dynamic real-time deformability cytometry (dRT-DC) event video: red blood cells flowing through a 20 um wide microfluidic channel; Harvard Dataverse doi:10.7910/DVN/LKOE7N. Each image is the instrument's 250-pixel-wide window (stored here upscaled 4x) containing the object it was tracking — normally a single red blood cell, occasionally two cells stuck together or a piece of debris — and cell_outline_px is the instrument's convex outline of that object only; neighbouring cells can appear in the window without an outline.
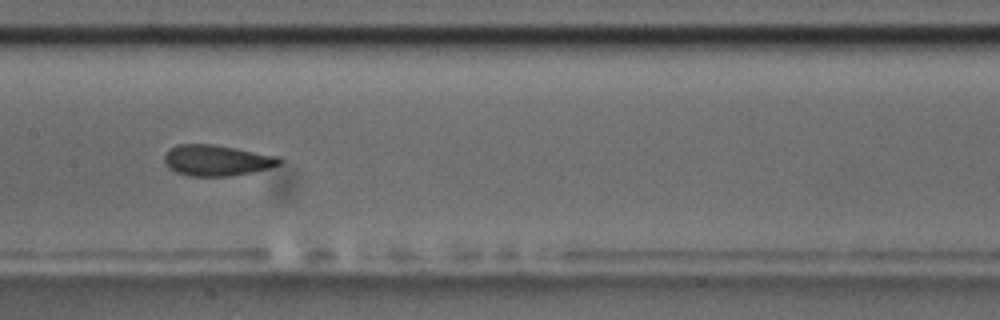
{"species": "common noctule bat (a hibernating species)", "species_latin": "Nyctalus noctula", "temperature_condition": "room temperature", "stored_images_in_passage": 30, "camera_frame_rate_fps": 3000, "um_per_image_px": 0.085, "animal": {"sex": "male", "body_mass_g": 17.5, "forearm_length_mm": 52.3}, "frame": {"image": 1, "passage_image": 13, "time_ms": 4.0, "image_size_px": [1000, 320], "cell_outline_px": [[284, 160], [280, 164], [268, 168], [252, 172], [228, 176], [188, 176], [176, 172], [168, 168], [164, 160], [164, 156], [176, 144], [212, 144], [236, 148], [276, 156]], "centroid_in_image_um": [18.41, 13.63], "position_along_channel_um": 189.0, "area_um2": 20.58}, "authors_computed_cell_mechanics": {"area_um2": 20.6346, "velocity_mm_per_s": 3.6224, "shape_relaxation_time_tau1_ms": 7.1929, "shape_relaxation_time_tau2_ms": 1.2774, "deformation_change_tau1": 0.1408, "deformation_change_tau2": 0.0664}}